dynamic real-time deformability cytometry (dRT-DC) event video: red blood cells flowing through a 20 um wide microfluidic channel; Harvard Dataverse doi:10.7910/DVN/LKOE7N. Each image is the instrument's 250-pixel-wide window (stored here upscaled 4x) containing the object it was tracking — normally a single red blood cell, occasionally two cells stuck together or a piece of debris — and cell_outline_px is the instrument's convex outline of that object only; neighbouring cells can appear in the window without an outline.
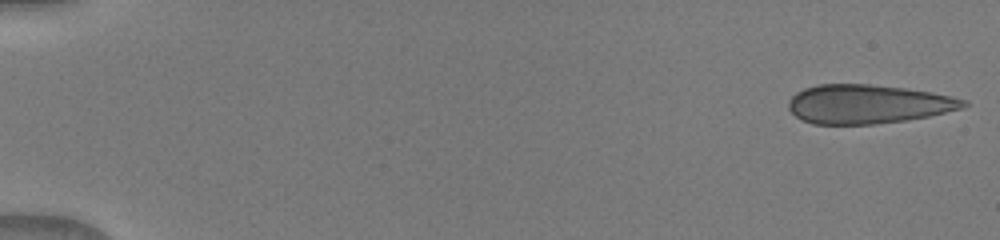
{"species": "human", "species_latin": "Homo sapiens", "temperature_condition": "warm", "stored_images_in_passage": 15, "camera_frame_rate_fps": 3000, "um_per_image_px": 0.085, "donor": {"sex": "male"}, "frame": {"image": 1, "passage_image": 1, "time_ms": 0.0, "image_size_px": [1000, 240], "cell_outline_px": [[968, 104], [964, 108], [928, 116], [908, 120], [876, 124], [812, 124], [800, 120], [788, 108], [788, 100], [796, 92], [804, 88], [816, 84], [868, 84], [904, 88], [928, 92], [968, 100]], "centroid_in_image_um": [73.73, 8.85], "position_along_channel_um": 11.3, "area_um2": 39.77}}
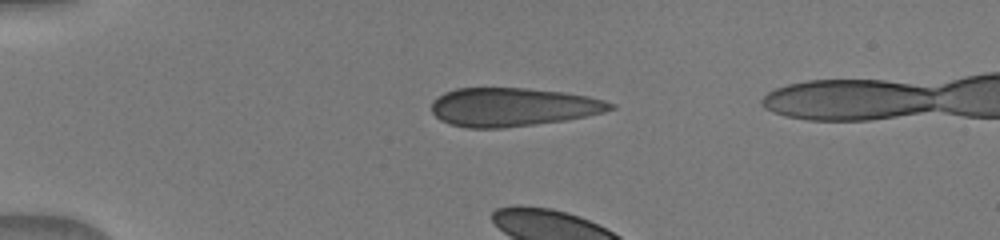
{"frame": {"image": 2, "passage_image": 12, "time_ms": 3.667, "image_size_px": [1000, 240], "cell_outline_px": [[616, 108], [604, 112], [564, 120], [536, 124], [504, 128], [468, 128], [448, 124], [440, 120], [432, 112], [432, 100], [444, 92], [456, 88], [528, 88], [564, 92], [588, 96], [604, 100], [616, 104]], "centroid_in_image_um": [43.57, 9.09], "position_along_channel_um": 41.4, "area_um2": 40.34}}